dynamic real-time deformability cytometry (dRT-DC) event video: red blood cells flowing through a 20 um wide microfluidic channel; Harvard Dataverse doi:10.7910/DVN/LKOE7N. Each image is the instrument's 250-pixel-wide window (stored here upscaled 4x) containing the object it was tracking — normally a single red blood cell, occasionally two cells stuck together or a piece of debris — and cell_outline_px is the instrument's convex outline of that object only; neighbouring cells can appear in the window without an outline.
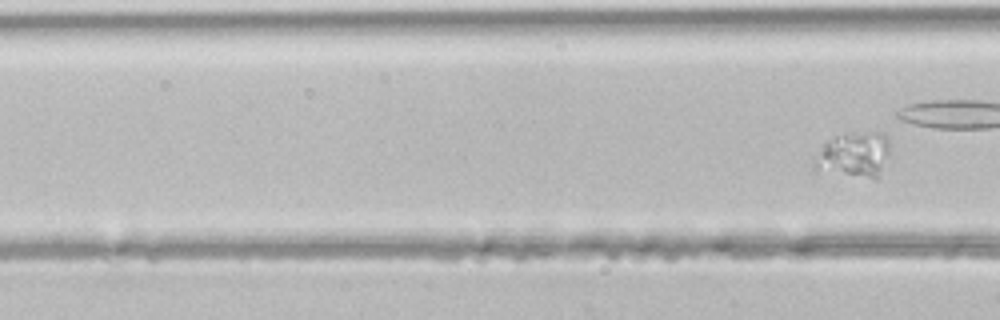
{"species": "common noctule bat (a hibernating species)", "species_latin": "Nyctalus noctula", "temperature_condition": "room temperature", "stored_images_in_passage": 5, "segment_of_instrument_passage": [2, 2], "camera_frame_rate_fps": 3000, "um_per_image_px": 0.085, "animal": {"sex": "male", "body_mass_g": 21.5, "forearm_length_mm": 52.0}, "frame": {"image": 1, "passage_image": 5, "time_ms": 1.333, "image_size_px": [1000, 320], "cell_outline_px": [[888, 156], [876, 180], [816, 172], [812, 168], [812, 160], [824, 140], [844, 132], [884, 132], [888, 136]], "centroid_in_image_um": [72.49, 13.17], "position_along_channel_um": 94.1, "area_um2": 21.1}}